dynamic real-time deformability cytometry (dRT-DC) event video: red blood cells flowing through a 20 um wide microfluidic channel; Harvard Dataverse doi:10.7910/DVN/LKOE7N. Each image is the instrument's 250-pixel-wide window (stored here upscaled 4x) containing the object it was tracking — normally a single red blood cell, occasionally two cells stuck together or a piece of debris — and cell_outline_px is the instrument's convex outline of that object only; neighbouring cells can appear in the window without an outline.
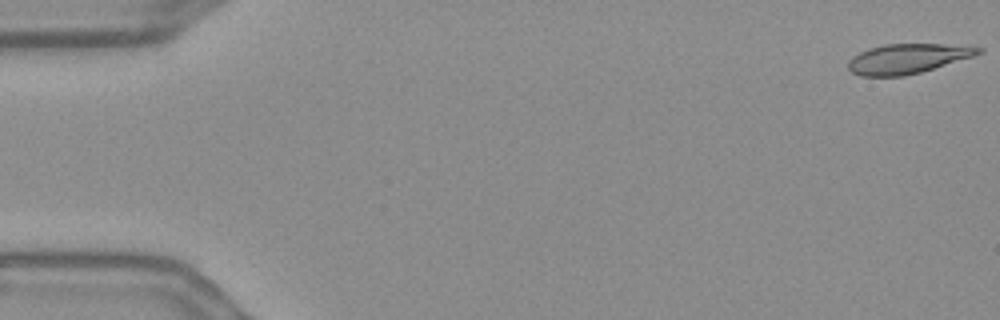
{"species": "Egyptian fruit bat (a non-hibernating species)", "species_latin": "Rousettus aegyptiacus", "temperature_condition": "warm", "stored_images_in_passage": 47, "camera_frame_rate_fps": 3000, "um_per_image_px": 0.085, "frame": {"image": 1, "passage_image": 1, "time_ms": 0.0, "image_size_px": [1000, 320], "cell_outline_px": [[984, 52], [972, 56], [920, 72], [904, 76], [860, 76], [852, 72], [848, 68], [848, 60], [852, 56], [868, 48], [884, 44], [968, 44], [984, 48]], "centroid_in_image_um": [77.16, 4.96], "position_along_channel_um": 7.8, "area_um2": 22.72}}
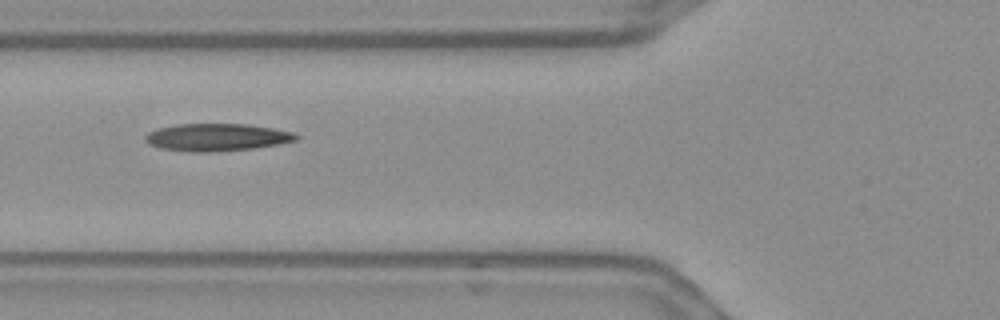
{"frame": {"image": 2, "passage_image": 21, "time_ms": 6.667, "image_size_px": [1000, 320], "cell_outline_px": [[300, 136], [296, 140], [280, 144], [256, 148], [216, 152], [188, 152], [160, 148], [148, 144], [144, 140], [144, 136], [148, 132], [156, 128], [176, 124], [248, 124], [272, 128], [292, 132]], "centroid_in_image_um": [18.39, 11.67], "position_along_channel_um": 107.4, "area_um2": 24.45}}
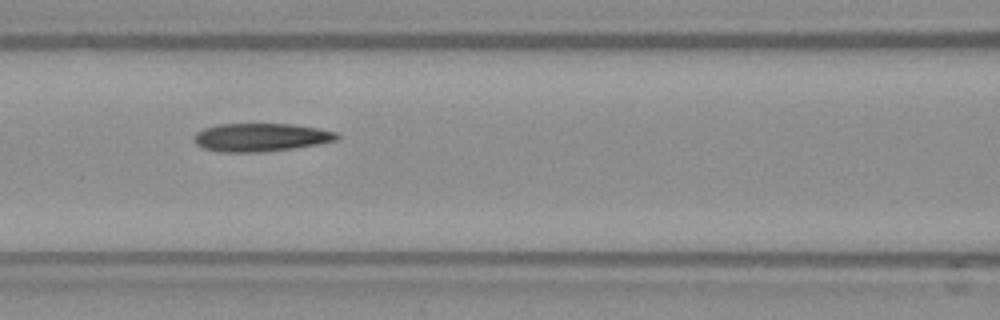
{"frame": {"image": 3, "passage_image": 24, "time_ms": 7.667, "image_size_px": [1000, 320], "cell_outline_px": [[340, 140], [292, 148], [256, 152], [224, 152], [204, 148], [196, 144], [196, 132], [204, 128], [220, 124], [292, 124], [320, 128], [336, 132], [340, 136]], "centroid_in_image_um": [22.22, 11.66], "position_along_channel_um": 144.4, "area_um2": 23.24}, "authors_computed_cell_mechanics": {"area_um2": 23.2934, "velocity_mm_per_s": 3.6548, "shape_relaxation_time_tau1_ms": null, "shape_relaxation_time_tau2_ms": 3.6091, "deformation_change_tau1": null, "deformation_change_tau2": 0.1168}}